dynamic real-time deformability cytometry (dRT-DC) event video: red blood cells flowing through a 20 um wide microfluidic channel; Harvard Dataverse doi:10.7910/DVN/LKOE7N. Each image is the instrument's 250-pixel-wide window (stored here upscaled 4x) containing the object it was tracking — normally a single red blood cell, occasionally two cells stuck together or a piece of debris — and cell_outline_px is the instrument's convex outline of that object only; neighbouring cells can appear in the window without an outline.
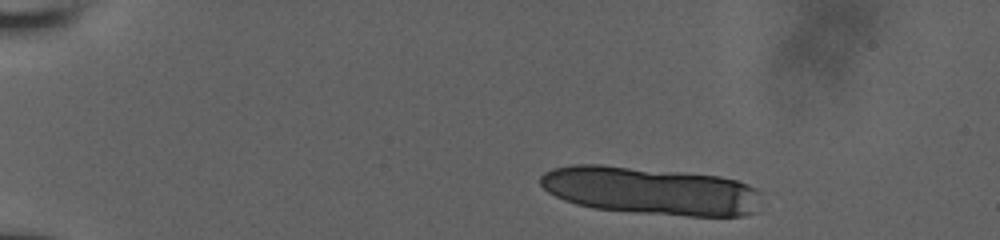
{"species": "human", "species_latin": "Homo sapiens", "temperature_condition": "room temperature", "stored_images_in_passage": 9, "segment_of_instrument_passage": [1, 2], "camera_frame_rate_fps": 3000, "um_per_image_px": 0.085, "donor": {"sex": "male"}, "frame": {"image": 1, "passage_image": 1, "time_ms": 0.0, "image_size_px": [1000, 240], "cell_outline_px": [[760, 192], [752, 212], [740, 216], [688, 216], [636, 212], [592, 208], [576, 204], [564, 200], [548, 192], [540, 184], [540, 176], [544, 172], [552, 168], [572, 164], [600, 164], [684, 172], [720, 176], [736, 180], [748, 184], [756, 188]], "centroid_in_image_um": [55.24, 16.2], "position_along_channel_um": 29.8, "area_um2": 61.56}}